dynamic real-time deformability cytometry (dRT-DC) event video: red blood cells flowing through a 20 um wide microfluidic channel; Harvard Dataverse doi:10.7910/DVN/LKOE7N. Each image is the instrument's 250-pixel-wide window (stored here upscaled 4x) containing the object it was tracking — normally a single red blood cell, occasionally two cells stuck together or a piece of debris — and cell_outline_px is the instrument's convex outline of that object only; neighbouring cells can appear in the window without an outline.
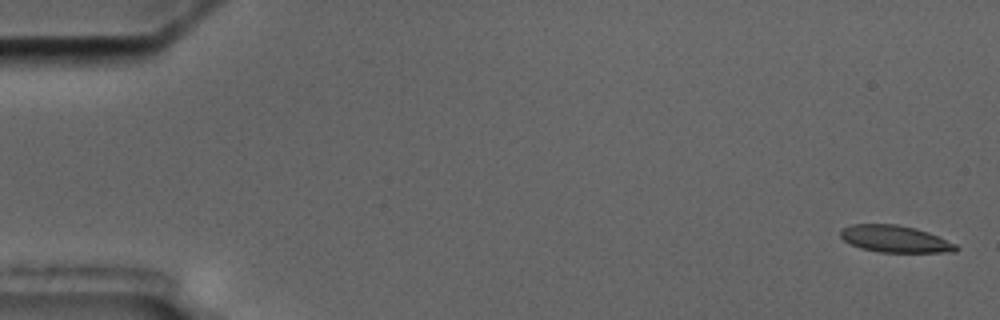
{"species": "common noctule bat (a hibernating species)", "species_latin": "Nyctalus noctula", "temperature_condition": "cold", "stored_images_in_passage": 6, "camera_frame_rate_fps": 3000, "um_per_image_px": 0.085, "animal": {"sex": "male", "body_mass_g": 17.5, "forearm_length_mm": 52.3}, "frame": {"image": 1, "passage_image": 1, "time_ms": 0.0, "image_size_px": [1000, 320], "cell_outline_px": [[960, 248], [956, 252], [880, 252], [860, 248], [844, 240], [840, 236], [840, 232], [844, 228], [852, 224], [896, 224], [916, 228], [928, 232], [956, 244]], "centroid_in_image_um": [76.1, 20.31], "position_along_channel_um": 8.9, "area_um2": 18.03}}
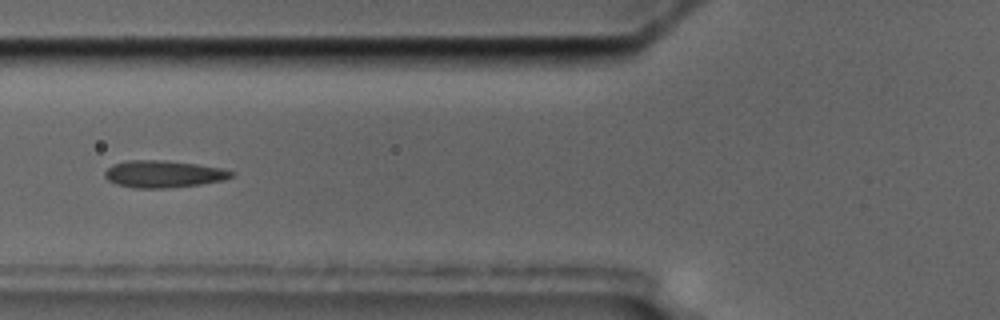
{"frame": {"image": 2, "passage_image": 4, "time_ms": 7.0, "image_size_px": [1000, 320], "cell_outline_px": [[236, 172], [232, 176], [224, 180], [200, 184], [164, 188], [136, 188], [116, 184], [108, 180], [104, 176], [104, 172], [112, 164], [128, 160], [164, 160], [196, 164], [224, 168]], "centroid_in_image_um": [13.9, 14.78], "position_along_channel_um": 111.9, "area_um2": 20.0}}
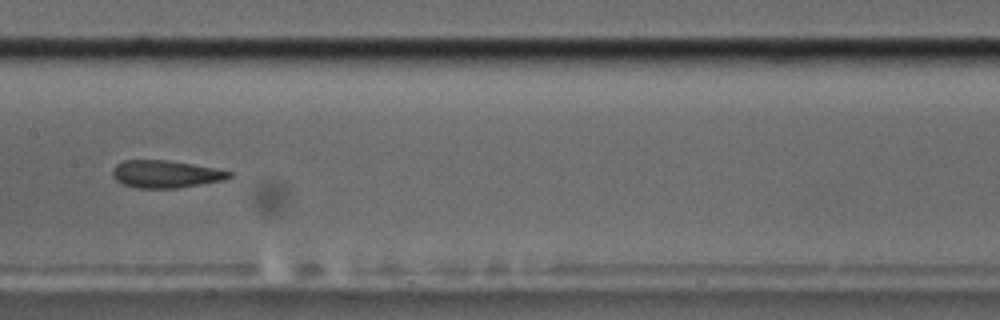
{"frame": {"image": 3, "passage_image": 6, "time_ms": 9.333, "image_size_px": [1000, 320], "cell_outline_px": [[232, 176], [220, 180], [200, 184], [176, 188], [136, 188], [124, 184], [116, 180], [112, 176], [112, 168], [116, 164], [124, 160], [168, 160], [192, 164], [232, 172]], "centroid_in_image_um": [14.0, 14.79], "position_along_channel_um": 193.4, "area_um2": 18.44}}